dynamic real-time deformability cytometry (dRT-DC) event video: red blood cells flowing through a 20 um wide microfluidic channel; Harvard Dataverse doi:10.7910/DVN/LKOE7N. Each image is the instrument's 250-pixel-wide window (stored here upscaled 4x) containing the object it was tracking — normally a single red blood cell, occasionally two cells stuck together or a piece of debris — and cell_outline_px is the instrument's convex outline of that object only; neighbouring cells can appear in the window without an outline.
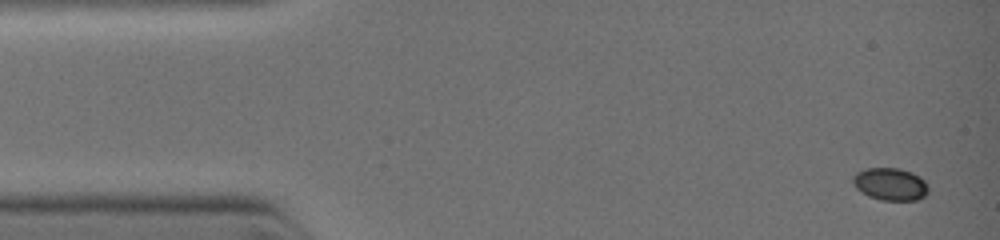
{"species": "common noctule bat (a hibernating species)", "species_latin": "Nyctalus noctula", "temperature_condition": "warm", "stored_images_in_passage": 8, "camera_frame_rate_fps": 3000, "um_per_image_px": 0.085, "animal": {"sex": "female", "body_mass_g": 19.0, "forearm_length_mm": 51.5}, "frame": {"image": 1, "passage_image": 1, "time_ms": 0.0, "image_size_px": [1000, 240], "cell_outline_px": [[928, 192], [924, 196], [916, 200], [880, 200], [868, 196], [856, 188], [852, 180], [852, 176], [856, 172], [868, 168], [900, 168], [912, 172], [920, 176], [928, 184]], "centroid_in_image_um": [75.68, 15.64], "position_along_channel_um": 9.3, "area_um2": 14.39}}
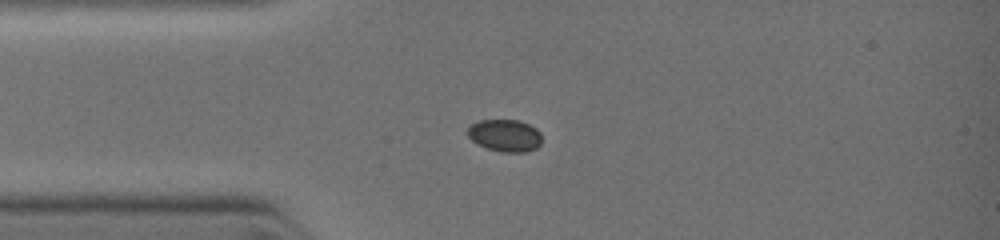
{"frame": {"image": 2, "passage_image": 5, "time_ms": 2.333, "image_size_px": [1000, 240], "cell_outline_px": [[540, 144], [536, 148], [524, 152], [500, 152], [488, 148], [472, 140], [468, 136], [468, 128], [472, 124], [480, 120], [520, 120], [536, 128], [540, 132]], "centroid_in_image_um": [42.94, 11.51], "position_along_channel_um": 42.1, "area_um2": 13.76}}
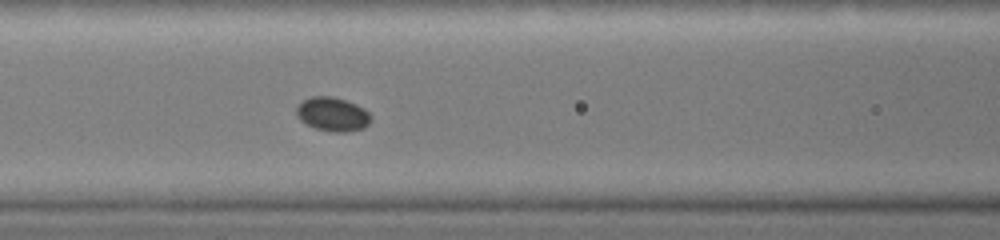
{"frame": {"image": 3, "passage_image": 8, "time_ms": 4.333, "image_size_px": [1000, 240], "cell_outline_px": [[372, 120], [364, 128], [344, 132], [332, 132], [316, 128], [300, 120], [296, 112], [296, 108], [304, 100], [312, 96], [332, 96], [356, 104], [364, 108], [368, 112]], "centroid_in_image_um": [28.29, 9.71], "position_along_channel_um": 138.3, "area_um2": 14.57}}